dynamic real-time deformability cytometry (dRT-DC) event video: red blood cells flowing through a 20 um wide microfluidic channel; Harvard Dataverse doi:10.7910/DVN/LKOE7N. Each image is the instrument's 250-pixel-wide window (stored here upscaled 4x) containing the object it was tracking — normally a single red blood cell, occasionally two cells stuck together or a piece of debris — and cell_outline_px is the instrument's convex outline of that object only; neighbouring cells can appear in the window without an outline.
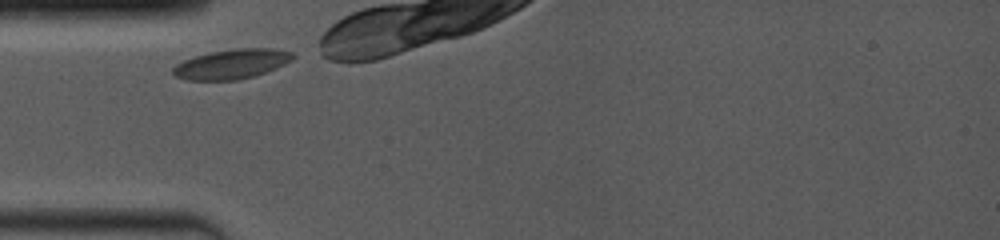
{"species": "common noctule bat (a hibernating species)", "species_latin": "Nyctalus noctula", "temperature_condition": "room temperature", "stored_images_in_passage": 37, "camera_frame_rate_fps": 4000, "um_per_image_px": 0.085, "animal": {"sex": "female", "body_mass_g": 19.0, "forearm_length_mm": 53.3}, "frame": {"image": 1, "passage_image": 1, "time_ms": 0.0, "image_size_px": [1000, 240], "cell_outline_px": [[296, 56], [292, 60], [276, 68], [252, 76], [236, 80], [188, 80], [176, 76], [172, 72], [172, 68], [176, 64], [192, 56], [208, 52], [236, 48], [272, 48], [292, 52]], "centroid_in_image_um": [19.68, 5.43], "position_along_channel_um": 65.3, "area_um2": 20.75}, "authors_computed_cell_mechanics": {"area_um2": 20.4034, "velocity_mm_per_s": 3.8062, "shape_relaxation_time_tau1_ms": 1.9673, "shape_relaxation_time_tau2_ms": null, "deformation_change_tau1": 0.0634, "deformation_change_tau2": null}}